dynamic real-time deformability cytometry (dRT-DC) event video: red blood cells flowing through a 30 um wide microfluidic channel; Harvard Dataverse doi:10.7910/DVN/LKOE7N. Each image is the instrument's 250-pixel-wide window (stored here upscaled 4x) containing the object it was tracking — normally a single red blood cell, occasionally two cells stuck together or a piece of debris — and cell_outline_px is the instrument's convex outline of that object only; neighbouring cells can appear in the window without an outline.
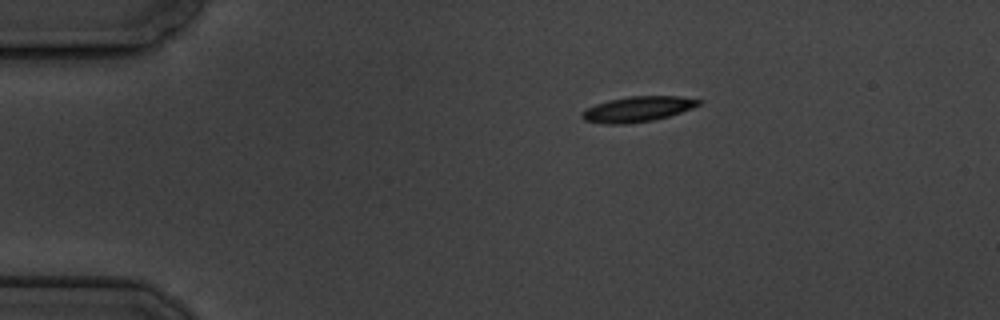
{"species": "common noctule bat (a hibernating species)", "species_latin": "Nyctalus noctula", "temperature_condition": "cold", "stored_images_in_passage": 4, "camera_frame_rate_fps": 3000, "um_per_image_px": 0.085, "animal": {"sex": "male", "body_mass_g": 19.5, "forearm_length_mm": 54.6}, "frame": {"image": 1, "passage_image": 1, "time_ms": 0.0, "image_size_px": [1000, 320], "cell_outline_px": [[700, 104], [692, 108], [668, 116], [652, 120], [624, 124], [604, 124], [584, 120], [580, 116], [588, 108], [596, 104], [608, 100], [628, 96], [680, 96], [700, 100]], "centroid_in_image_um": [54.18, 9.27], "position_along_channel_um": 30.8, "area_um2": 16.99}}